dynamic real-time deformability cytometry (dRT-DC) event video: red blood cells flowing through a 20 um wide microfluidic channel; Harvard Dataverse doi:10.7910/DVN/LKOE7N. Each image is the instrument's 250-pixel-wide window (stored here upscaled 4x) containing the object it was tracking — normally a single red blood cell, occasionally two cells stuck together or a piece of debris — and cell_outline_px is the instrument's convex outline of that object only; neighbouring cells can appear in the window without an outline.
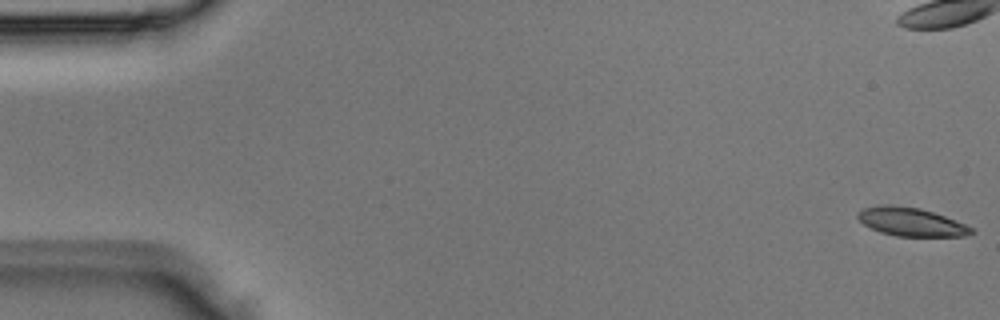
{"species": "Egyptian fruit bat (a non-hibernating species)", "species_latin": "Rousettus aegyptiacus", "temperature_condition": "room temperature", "stored_images_in_passage": 5, "segment_of_instrument_passage": [2, 2], "camera_frame_rate_fps": 3000, "um_per_image_px": 0.085, "animal": {"sex": "male"}, "frame": {"image": 1, "passage_image": 5, "time_ms": 1.333, "image_size_px": [1000, 320], "cell_outline_px": [[976, 232], [964, 236], [896, 236], [880, 232], [864, 224], [856, 216], [856, 212], [864, 208], [888, 204], [920, 208], [956, 220], [976, 228]], "centroid_in_image_um": [77.48, 18.86], "position_along_channel_um": 7.5, "area_um2": 18.84}}